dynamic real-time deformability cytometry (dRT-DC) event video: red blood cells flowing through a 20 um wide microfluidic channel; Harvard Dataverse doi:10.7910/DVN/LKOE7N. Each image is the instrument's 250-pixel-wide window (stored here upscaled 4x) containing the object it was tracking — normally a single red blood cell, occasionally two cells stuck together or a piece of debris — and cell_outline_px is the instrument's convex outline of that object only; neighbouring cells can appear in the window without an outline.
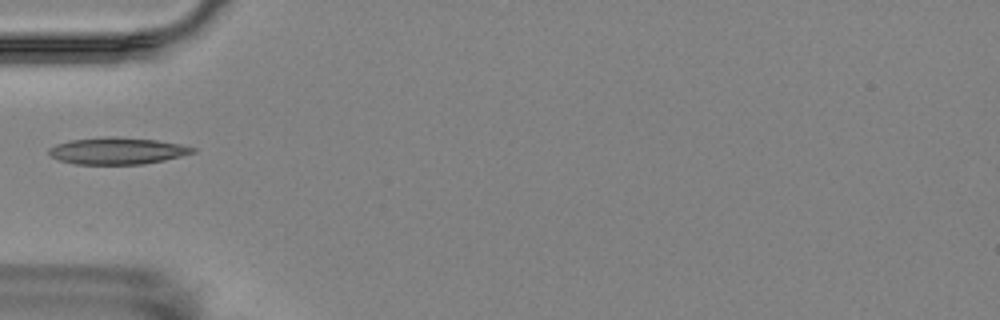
{"species": "Egyptian fruit bat (a non-hibernating species)", "species_latin": "Rousettus aegyptiacus", "temperature_condition": "room temperature", "stored_images_in_passage": 6, "camera_frame_rate_fps": 3000, "um_per_image_px": 0.085, "animal": {"sex": "female"}, "frame": {"image": 1, "passage_image": 5, "time_ms": 5.667, "image_size_px": [1000, 320], "cell_outline_px": [[196, 152], [164, 160], [144, 164], [76, 164], [60, 160], [52, 156], [48, 152], [48, 148], [56, 144], [72, 140], [100, 136], [116, 136], [156, 140], [180, 144], [196, 148]], "centroid_in_image_um": [9.97, 12.81], "position_along_channel_um": 75.0, "area_um2": 22.48}}